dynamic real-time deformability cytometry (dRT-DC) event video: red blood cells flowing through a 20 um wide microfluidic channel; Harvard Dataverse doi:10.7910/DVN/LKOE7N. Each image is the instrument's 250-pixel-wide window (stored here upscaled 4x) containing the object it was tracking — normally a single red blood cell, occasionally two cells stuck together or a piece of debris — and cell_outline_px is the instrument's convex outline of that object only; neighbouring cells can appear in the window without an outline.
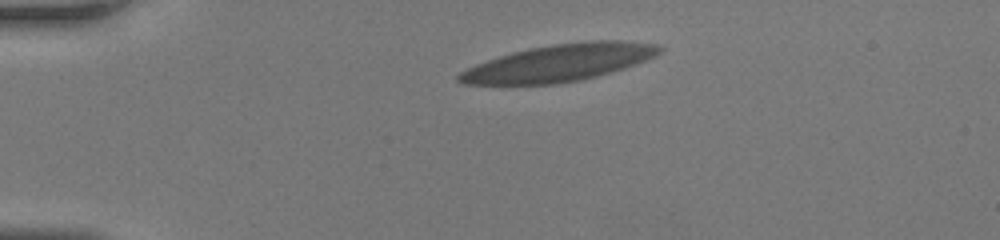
{"species": "human", "species_latin": "Homo sapiens", "temperature_condition": "room temperature", "stored_images_in_passage": 40, "camera_frame_rate_fps": 3000, "um_per_image_px": 0.085, "donor": {"sex": "female"}, "frame": {"image": 1, "passage_image": 1, "time_ms": 0.0, "image_size_px": [1000, 240], "cell_outline_px": [[664, 48], [660, 52], [644, 60], [624, 68], [612, 72], [580, 80], [556, 84], [464, 84], [456, 80], [456, 76], [460, 72], [476, 64], [512, 52], [528, 48], [552, 44], [588, 40], [620, 40], [660, 44]], "centroid_in_image_um": [47.53, 5.33], "position_along_channel_um": 37.5, "area_um2": 43.12}}
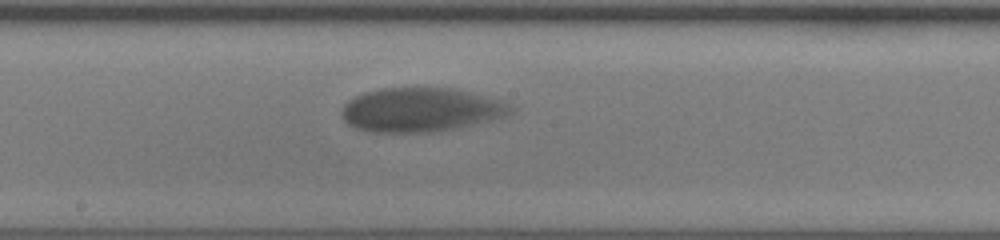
{"frame": {"image": 2, "passage_image": 18, "time_ms": 5.667, "image_size_px": [1000, 240], "cell_outline_px": [[516, 108], [508, 116], [440, 132], [368, 132], [356, 128], [348, 124], [340, 116], [340, 112], [344, 104], [348, 100], [364, 92], [380, 88], [452, 88], [500, 100], [512, 104]], "centroid_in_image_um": [35.76, 9.34], "position_along_channel_um": 212.4, "area_um2": 43.7}}
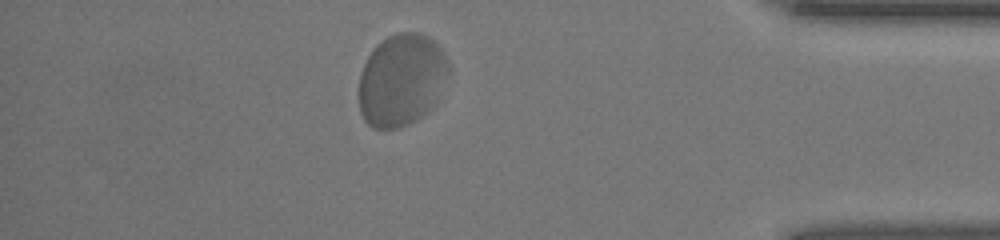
{"frame": {"image": 3, "passage_image": 34, "time_ms": 11.0, "image_size_px": [1000, 240], "cell_outline_px": [[452, 72], [436, 104], [428, 112], [416, 120], [400, 128], [372, 128], [364, 120], [360, 112], [360, 72], [372, 48], [376, 44], [388, 36], [396, 32], [420, 32], [428, 36], [444, 52]], "centroid_in_image_um": [34.17, 6.79], "position_along_channel_um": 401.0, "area_um2": 49.07}}